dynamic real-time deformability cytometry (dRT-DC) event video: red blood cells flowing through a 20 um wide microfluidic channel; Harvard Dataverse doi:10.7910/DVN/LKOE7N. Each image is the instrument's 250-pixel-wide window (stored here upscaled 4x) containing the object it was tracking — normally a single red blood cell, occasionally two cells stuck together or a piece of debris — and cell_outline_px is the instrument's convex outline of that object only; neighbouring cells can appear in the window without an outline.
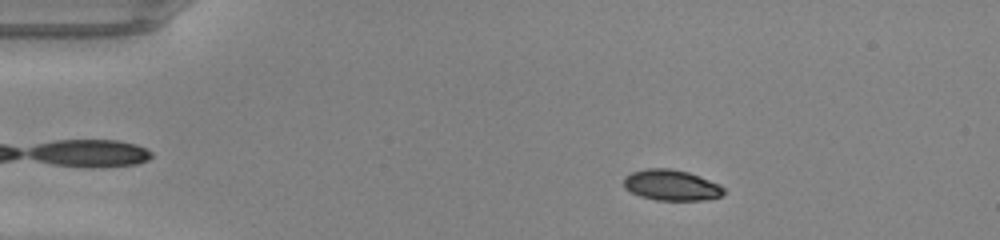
{"species": "common noctule bat (a hibernating species)", "species_latin": "Nyctalus noctula", "temperature_condition": "warm", "stored_images_in_passage": 48, "camera_frame_rate_fps": 3000, "um_per_image_px": 0.085, "animal": {"sex": "male", "body_mass_g": 20.0, "forearm_length_mm": 53.3}, "frame": {"image": 1, "passage_image": 8, "time_ms": 2.333, "image_size_px": [1000, 240], "cell_outline_px": [[724, 192], [720, 196], [704, 200], [656, 200], [640, 196], [624, 188], [624, 176], [632, 172], [648, 168], [668, 168], [688, 172], [720, 184], [724, 188]], "centroid_in_image_um": [57.05, 15.73], "position_along_channel_um": 27.9, "area_um2": 17.86}}
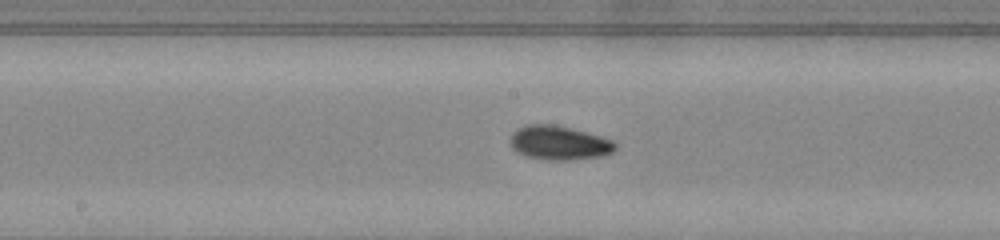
{"frame": {"image": 2, "passage_image": 25, "time_ms": 8.0, "image_size_px": [1000, 240], "cell_outline_px": [[616, 148], [612, 152], [604, 156], [568, 160], [544, 160], [528, 156], [516, 152], [512, 148], [512, 132], [528, 124], [552, 124], [600, 136], [612, 140], [616, 144]], "centroid_in_image_um": [47.53, 12.16], "position_along_channel_um": 200.7, "area_um2": 20.58}}
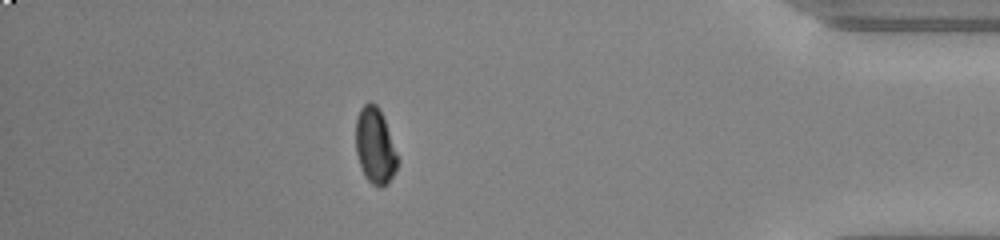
{"frame": {"image": 3, "passage_image": 42, "time_ms": 13.667, "image_size_px": [1000, 240], "cell_outline_px": [[400, 160], [396, 172], [388, 184], [380, 188], [372, 184], [364, 176], [356, 152], [356, 120], [360, 108], [368, 100], [376, 104], [380, 108], [384, 116]], "centroid_in_image_um": [31.91, 12.4], "position_along_channel_um": 403.3, "area_um2": 19.02}, "authors_computed_cell_mechanics": {"area_um2": 18.9873, "velocity_mm_per_s": 4.2885, "shape_relaxation_time_tau1_ms": 3.6254, "shape_relaxation_time_tau2_ms": 3.3374, "deformation_change_tau1": 0.1495, "deformation_change_tau2": 0.0639}}